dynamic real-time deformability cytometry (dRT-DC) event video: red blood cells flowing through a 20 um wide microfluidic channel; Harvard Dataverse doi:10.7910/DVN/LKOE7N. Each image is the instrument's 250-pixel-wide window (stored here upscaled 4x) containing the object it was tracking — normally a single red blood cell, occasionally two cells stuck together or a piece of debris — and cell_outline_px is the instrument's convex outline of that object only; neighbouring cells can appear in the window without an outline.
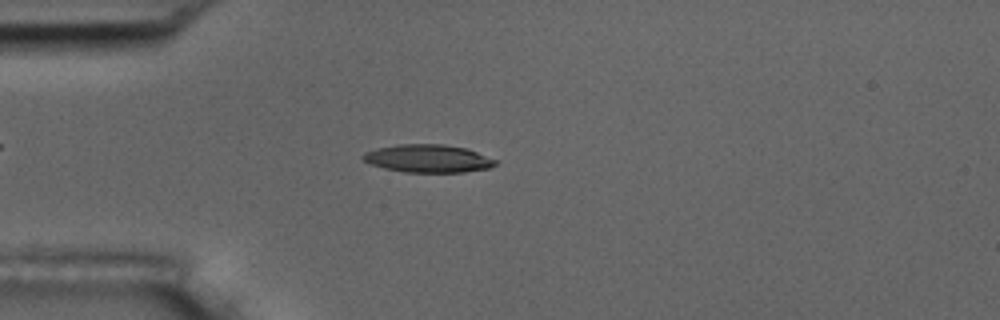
{"species": "common noctule bat (a hibernating species)", "species_latin": "Nyctalus noctula", "temperature_condition": "room temperature", "stored_images_in_passage": 54, "camera_frame_rate_fps": 3000, "um_per_image_px": 0.085, "animal": {"sex": "male", "body_mass_g": 17.5, "forearm_length_mm": 52.3}, "frame": {"image": 1, "passage_image": 14, "time_ms": 4.333, "image_size_px": [1000, 320], "cell_outline_px": [[496, 164], [488, 168], [464, 172], [404, 172], [384, 168], [372, 164], [364, 160], [360, 156], [364, 152], [376, 148], [396, 144], [444, 144], [468, 148], [496, 160]], "centroid_in_image_um": [36.36, 13.46], "position_along_channel_um": 48.6, "area_um2": 21.56}}
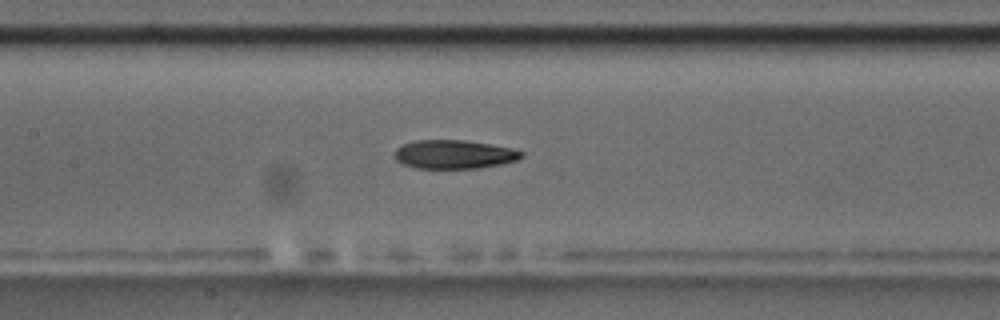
{"frame": {"image": 2, "passage_image": 25, "time_ms": 8.0, "image_size_px": [1000, 320], "cell_outline_px": [[524, 156], [516, 160], [500, 164], [480, 168], [416, 168], [400, 164], [396, 160], [396, 148], [404, 144], [416, 140], [464, 140], [512, 148], [524, 152]], "centroid_in_image_um": [38.6, 13.12], "position_along_channel_um": 168.8, "area_um2": 21.15}}
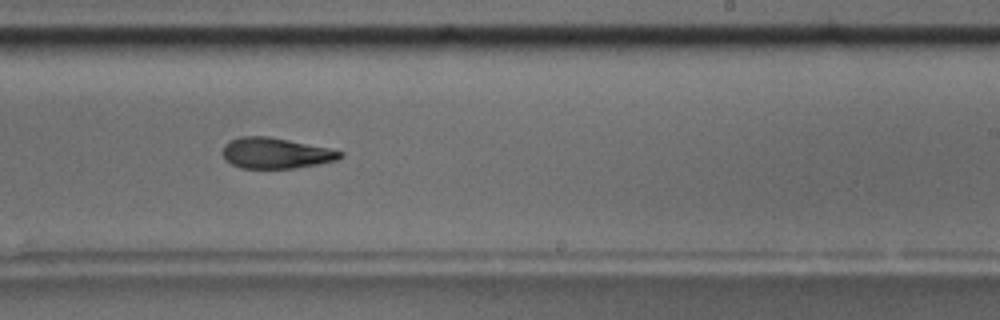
{"frame": {"image": 3, "passage_image": 33, "time_ms": 10.667, "image_size_px": [1000, 320], "cell_outline_px": [[344, 156], [336, 160], [320, 164], [296, 168], [240, 168], [224, 160], [224, 144], [228, 140], [240, 136], [268, 136], [328, 148], [344, 152]], "centroid_in_image_um": [23.43, 13.02], "position_along_channel_um": 265.6, "area_um2": 21.1}, "authors_computed_cell_mechanics": {"area_um2": 21.5594, "velocity_mm_per_s": 3.6423, "shape_relaxation_time_tau1_ms": null, "shape_relaxation_time_tau2_ms": 5.6834, "deformation_change_tau1": null, "deformation_change_tau2": 0.16}}